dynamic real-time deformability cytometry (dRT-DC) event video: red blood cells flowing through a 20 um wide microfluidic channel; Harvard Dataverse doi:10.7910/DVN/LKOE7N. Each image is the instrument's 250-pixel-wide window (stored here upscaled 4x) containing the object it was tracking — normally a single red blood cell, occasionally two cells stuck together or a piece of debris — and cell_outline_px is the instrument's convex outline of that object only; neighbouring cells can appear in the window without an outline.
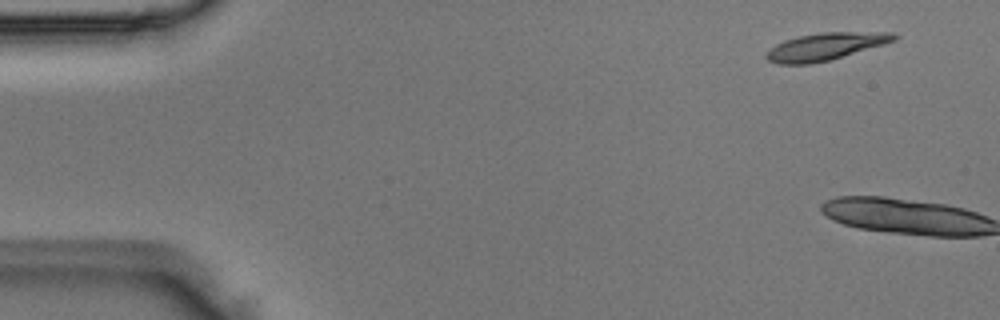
{"species": "Egyptian fruit bat (a non-hibernating species)", "species_latin": "Rousettus aegyptiacus", "temperature_condition": "room temperature", "stored_images_in_passage": 7, "camera_frame_rate_fps": 3000, "um_per_image_px": 0.085, "animal": {"sex": "male"}, "frame": {"image": 1, "passage_image": 1, "time_ms": 0.0, "image_size_px": [1000, 320], "cell_outline_px": [[900, 36], [896, 40], [884, 44], [828, 60], [812, 64], [776, 64], [768, 60], [764, 56], [776, 44], [784, 40], [800, 36], [820, 32], [892, 32]], "centroid_in_image_um": [70.17, 3.95], "position_along_channel_um": 14.8, "area_um2": 20.17}}
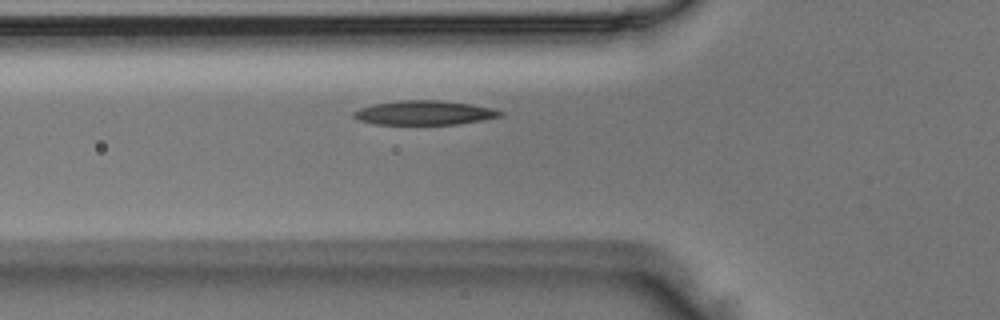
{"frame": {"image": 2, "passage_image": 7, "time_ms": 2.0, "image_size_px": [1000, 320], "cell_outline_px": [[504, 116], [456, 124], [376, 124], [360, 120], [352, 116], [352, 112], [360, 108], [372, 104], [400, 100], [440, 100], [472, 104], [492, 108], [504, 112]], "centroid_in_image_um": [36.07, 9.57], "position_along_channel_um": 89.7, "area_um2": 20.69}}